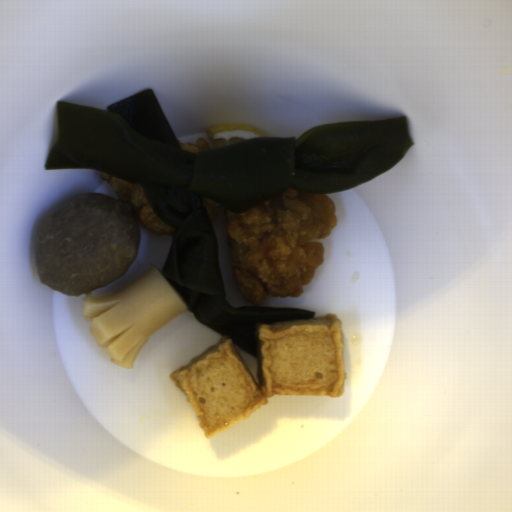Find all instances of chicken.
Returning a JSON list of instances; mask_svg holds the SVG:
<instances>
[{"label":"chicken","instance_id":"ae283196","mask_svg":"<svg viewBox=\"0 0 512 512\" xmlns=\"http://www.w3.org/2000/svg\"><path fill=\"white\" fill-rule=\"evenodd\" d=\"M336 207L325 193L288 188L242 213L222 209L230 271L253 307L268 297L298 298L324 261L323 239L337 226Z\"/></svg>","mask_w":512,"mask_h":512},{"label":"chicken","instance_id":"52989762","mask_svg":"<svg viewBox=\"0 0 512 512\" xmlns=\"http://www.w3.org/2000/svg\"><path fill=\"white\" fill-rule=\"evenodd\" d=\"M101 177L109 183L118 200L128 206L139 227L156 236L176 237V230L159 219L140 183L103 172Z\"/></svg>","mask_w":512,"mask_h":512},{"label":"chicken","instance_id":"694c0efe","mask_svg":"<svg viewBox=\"0 0 512 512\" xmlns=\"http://www.w3.org/2000/svg\"><path fill=\"white\" fill-rule=\"evenodd\" d=\"M184 150L188 151L191 154H205L214 151L211 147L210 143L206 141L203 137H199L192 143H184L180 144Z\"/></svg>","mask_w":512,"mask_h":512},{"label":"chicken","instance_id":"d9feceb8","mask_svg":"<svg viewBox=\"0 0 512 512\" xmlns=\"http://www.w3.org/2000/svg\"><path fill=\"white\" fill-rule=\"evenodd\" d=\"M201 199H202V202L204 204V207H205L206 213L208 215V218H209L210 222H212L219 215L220 205L212 202L211 200H209L204 195L201 197Z\"/></svg>","mask_w":512,"mask_h":512}]
</instances>
